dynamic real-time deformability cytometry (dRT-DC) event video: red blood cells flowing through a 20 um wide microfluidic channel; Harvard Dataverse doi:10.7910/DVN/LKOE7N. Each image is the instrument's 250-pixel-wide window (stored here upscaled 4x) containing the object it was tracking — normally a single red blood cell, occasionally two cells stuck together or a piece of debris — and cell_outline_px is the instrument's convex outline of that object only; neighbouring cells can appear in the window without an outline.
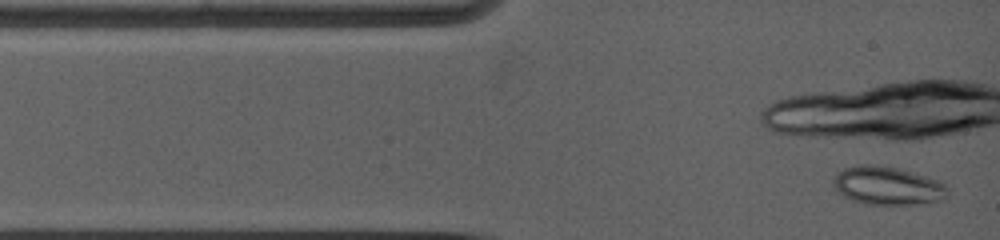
{"species": "common noctule bat (a hibernating species)", "species_latin": "Nyctalus noctula", "temperature_condition": "warm", "stored_images_in_passage": 3, "camera_frame_rate_fps": 5000, "um_per_image_px": 0.085, "animal": {"sex": "female", "body_mass_g": 19.0, "forearm_length_mm": 53.3}, "frame": {"image": 1, "passage_image": 1, "time_ms": 0.0, "image_size_px": [1000, 240], "cell_outline_px": [[948, 196], [944, 200], [916, 204], [864, 204], [852, 200], [844, 196], [832, 188], [832, 180], [836, 172], [844, 168], [860, 164], [872, 164], [896, 168], [928, 176], [940, 180], [948, 188]], "centroid_in_image_um": [75.43, 15.78], "position_along_channel_um": 9.6, "area_um2": 25.89}}